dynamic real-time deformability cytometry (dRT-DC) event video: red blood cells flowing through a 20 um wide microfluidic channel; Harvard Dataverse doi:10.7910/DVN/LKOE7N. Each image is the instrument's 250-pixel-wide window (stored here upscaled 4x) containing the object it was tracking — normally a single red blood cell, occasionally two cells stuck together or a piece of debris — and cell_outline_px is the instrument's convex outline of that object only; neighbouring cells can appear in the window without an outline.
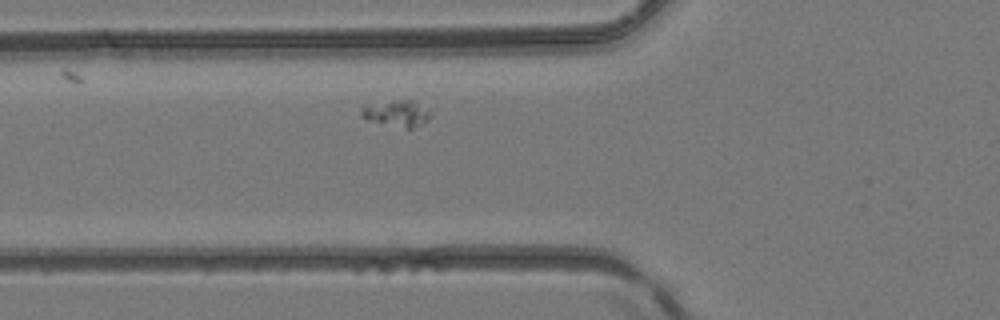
{"species": "common noctule bat (a hibernating species)", "species_latin": "Nyctalus noctula", "temperature_condition": "room temperature", "stored_images_in_passage": 2, "camera_frame_rate_fps": 3000, "um_per_image_px": 0.085, "animal": {"sex": "female", "body_mass_g": 24.6, "forearm_length_mm": 56.2}, "frame": {"image": 1, "passage_image": 2, "time_ms": 0.333, "image_size_px": [1000, 320], "cell_outline_px": [[432, 116], [428, 120], [408, 132], [368, 120], [360, 116], [360, 108], [364, 104], [396, 100], [416, 100], [432, 112]], "centroid_in_image_um": [33.74, 9.68], "position_along_channel_um": 92.1, "area_um2": 11.5}}